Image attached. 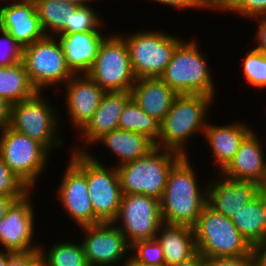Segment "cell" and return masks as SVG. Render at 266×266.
<instances>
[{
  "label": "cell",
  "instance_id": "cell-1",
  "mask_svg": "<svg viewBox=\"0 0 266 266\" xmlns=\"http://www.w3.org/2000/svg\"><path fill=\"white\" fill-rule=\"evenodd\" d=\"M189 155L172 168L160 200L164 223L194 227L207 204V184L198 183Z\"/></svg>",
  "mask_w": 266,
  "mask_h": 266
},
{
  "label": "cell",
  "instance_id": "cell-2",
  "mask_svg": "<svg viewBox=\"0 0 266 266\" xmlns=\"http://www.w3.org/2000/svg\"><path fill=\"white\" fill-rule=\"evenodd\" d=\"M214 100L213 97L203 94H178L160 123V136L156 147L188 156V139L194 137L197 132L204 133L208 121L207 111Z\"/></svg>",
  "mask_w": 266,
  "mask_h": 266
},
{
  "label": "cell",
  "instance_id": "cell-3",
  "mask_svg": "<svg viewBox=\"0 0 266 266\" xmlns=\"http://www.w3.org/2000/svg\"><path fill=\"white\" fill-rule=\"evenodd\" d=\"M182 157L155 147L147 155L117 166L122 194H145L161 200L169 173Z\"/></svg>",
  "mask_w": 266,
  "mask_h": 266
},
{
  "label": "cell",
  "instance_id": "cell-4",
  "mask_svg": "<svg viewBox=\"0 0 266 266\" xmlns=\"http://www.w3.org/2000/svg\"><path fill=\"white\" fill-rule=\"evenodd\" d=\"M200 45L193 38L183 39L159 78L177 94H203L215 99V84Z\"/></svg>",
  "mask_w": 266,
  "mask_h": 266
},
{
  "label": "cell",
  "instance_id": "cell-5",
  "mask_svg": "<svg viewBox=\"0 0 266 266\" xmlns=\"http://www.w3.org/2000/svg\"><path fill=\"white\" fill-rule=\"evenodd\" d=\"M197 252L205 258L254 256L253 247L232 222L207 204L193 227Z\"/></svg>",
  "mask_w": 266,
  "mask_h": 266
},
{
  "label": "cell",
  "instance_id": "cell-6",
  "mask_svg": "<svg viewBox=\"0 0 266 266\" xmlns=\"http://www.w3.org/2000/svg\"><path fill=\"white\" fill-rule=\"evenodd\" d=\"M42 94L38 92L29 99L12 104L10 127L39 142L51 153L53 148L55 150L64 144L63 137L58 134L62 121L56 107Z\"/></svg>",
  "mask_w": 266,
  "mask_h": 266
},
{
  "label": "cell",
  "instance_id": "cell-7",
  "mask_svg": "<svg viewBox=\"0 0 266 266\" xmlns=\"http://www.w3.org/2000/svg\"><path fill=\"white\" fill-rule=\"evenodd\" d=\"M120 35L128 46L136 79L159 77L171 61L176 46L182 41L180 37L152 29Z\"/></svg>",
  "mask_w": 266,
  "mask_h": 266
},
{
  "label": "cell",
  "instance_id": "cell-8",
  "mask_svg": "<svg viewBox=\"0 0 266 266\" xmlns=\"http://www.w3.org/2000/svg\"><path fill=\"white\" fill-rule=\"evenodd\" d=\"M22 62L38 92L64 85L74 75L55 36H45L23 48Z\"/></svg>",
  "mask_w": 266,
  "mask_h": 266
},
{
  "label": "cell",
  "instance_id": "cell-9",
  "mask_svg": "<svg viewBox=\"0 0 266 266\" xmlns=\"http://www.w3.org/2000/svg\"><path fill=\"white\" fill-rule=\"evenodd\" d=\"M0 158L32 190L44 173L50 152L39 142L10 126L0 130Z\"/></svg>",
  "mask_w": 266,
  "mask_h": 266
},
{
  "label": "cell",
  "instance_id": "cell-10",
  "mask_svg": "<svg viewBox=\"0 0 266 266\" xmlns=\"http://www.w3.org/2000/svg\"><path fill=\"white\" fill-rule=\"evenodd\" d=\"M105 92L130 91L136 78L132 71L128 46L119 34L108 35L86 73Z\"/></svg>",
  "mask_w": 266,
  "mask_h": 266
},
{
  "label": "cell",
  "instance_id": "cell-11",
  "mask_svg": "<svg viewBox=\"0 0 266 266\" xmlns=\"http://www.w3.org/2000/svg\"><path fill=\"white\" fill-rule=\"evenodd\" d=\"M69 164L57 189V199L79 227L102 223L94 214L88 193L86 152H70Z\"/></svg>",
  "mask_w": 266,
  "mask_h": 266
},
{
  "label": "cell",
  "instance_id": "cell-12",
  "mask_svg": "<svg viewBox=\"0 0 266 266\" xmlns=\"http://www.w3.org/2000/svg\"><path fill=\"white\" fill-rule=\"evenodd\" d=\"M112 223L121 230L130 245L136 241L154 239L164 223L160 200L145 194L123 195Z\"/></svg>",
  "mask_w": 266,
  "mask_h": 266
},
{
  "label": "cell",
  "instance_id": "cell-13",
  "mask_svg": "<svg viewBox=\"0 0 266 266\" xmlns=\"http://www.w3.org/2000/svg\"><path fill=\"white\" fill-rule=\"evenodd\" d=\"M89 151L87 148L86 177L94 214L101 222H113L123 196L117 168L106 167Z\"/></svg>",
  "mask_w": 266,
  "mask_h": 266
},
{
  "label": "cell",
  "instance_id": "cell-14",
  "mask_svg": "<svg viewBox=\"0 0 266 266\" xmlns=\"http://www.w3.org/2000/svg\"><path fill=\"white\" fill-rule=\"evenodd\" d=\"M80 229L85 234L80 243L89 266H115L119 262V266H124L130 259L128 253H131V245L112 222H102Z\"/></svg>",
  "mask_w": 266,
  "mask_h": 266
},
{
  "label": "cell",
  "instance_id": "cell-15",
  "mask_svg": "<svg viewBox=\"0 0 266 266\" xmlns=\"http://www.w3.org/2000/svg\"><path fill=\"white\" fill-rule=\"evenodd\" d=\"M32 191L22 199L15 200L0 219V251L26 252L39 249L40 245L34 241L36 218Z\"/></svg>",
  "mask_w": 266,
  "mask_h": 266
},
{
  "label": "cell",
  "instance_id": "cell-16",
  "mask_svg": "<svg viewBox=\"0 0 266 266\" xmlns=\"http://www.w3.org/2000/svg\"><path fill=\"white\" fill-rule=\"evenodd\" d=\"M257 196L258 182L232 179L218 172L215 180L208 183L206 203L214 211L231 218Z\"/></svg>",
  "mask_w": 266,
  "mask_h": 266
},
{
  "label": "cell",
  "instance_id": "cell-17",
  "mask_svg": "<svg viewBox=\"0 0 266 266\" xmlns=\"http://www.w3.org/2000/svg\"><path fill=\"white\" fill-rule=\"evenodd\" d=\"M64 85L69 120L79 132L96 112L105 91L87 74H74Z\"/></svg>",
  "mask_w": 266,
  "mask_h": 266
},
{
  "label": "cell",
  "instance_id": "cell-18",
  "mask_svg": "<svg viewBox=\"0 0 266 266\" xmlns=\"http://www.w3.org/2000/svg\"><path fill=\"white\" fill-rule=\"evenodd\" d=\"M11 1L4 6L0 3V29L7 31L23 48L44 38L46 35L35 10V1Z\"/></svg>",
  "mask_w": 266,
  "mask_h": 266
},
{
  "label": "cell",
  "instance_id": "cell-19",
  "mask_svg": "<svg viewBox=\"0 0 266 266\" xmlns=\"http://www.w3.org/2000/svg\"><path fill=\"white\" fill-rule=\"evenodd\" d=\"M130 98V91L105 92L96 112L78 133L85 140V149L75 145L71 151L86 152L87 144L93 146L104 134L117 129L123 107Z\"/></svg>",
  "mask_w": 266,
  "mask_h": 266
},
{
  "label": "cell",
  "instance_id": "cell-20",
  "mask_svg": "<svg viewBox=\"0 0 266 266\" xmlns=\"http://www.w3.org/2000/svg\"><path fill=\"white\" fill-rule=\"evenodd\" d=\"M66 64L74 74H86L92 67L101 43L107 37L101 31L56 34Z\"/></svg>",
  "mask_w": 266,
  "mask_h": 266
},
{
  "label": "cell",
  "instance_id": "cell-21",
  "mask_svg": "<svg viewBox=\"0 0 266 266\" xmlns=\"http://www.w3.org/2000/svg\"><path fill=\"white\" fill-rule=\"evenodd\" d=\"M252 130L240 144L229 164L220 172L222 176L237 180L258 182L266 164L263 141Z\"/></svg>",
  "mask_w": 266,
  "mask_h": 266
},
{
  "label": "cell",
  "instance_id": "cell-22",
  "mask_svg": "<svg viewBox=\"0 0 266 266\" xmlns=\"http://www.w3.org/2000/svg\"><path fill=\"white\" fill-rule=\"evenodd\" d=\"M246 122H232L227 125L212 124L207 121L204 138L210 146L215 164L221 172L234 158L244 138L252 131Z\"/></svg>",
  "mask_w": 266,
  "mask_h": 266
},
{
  "label": "cell",
  "instance_id": "cell-23",
  "mask_svg": "<svg viewBox=\"0 0 266 266\" xmlns=\"http://www.w3.org/2000/svg\"><path fill=\"white\" fill-rule=\"evenodd\" d=\"M130 92L140 108L160 123L178 95L159 77L136 79Z\"/></svg>",
  "mask_w": 266,
  "mask_h": 266
},
{
  "label": "cell",
  "instance_id": "cell-24",
  "mask_svg": "<svg viewBox=\"0 0 266 266\" xmlns=\"http://www.w3.org/2000/svg\"><path fill=\"white\" fill-rule=\"evenodd\" d=\"M156 238L163 249L165 266L183 263L198 253L193 227L163 223Z\"/></svg>",
  "mask_w": 266,
  "mask_h": 266
},
{
  "label": "cell",
  "instance_id": "cell-25",
  "mask_svg": "<svg viewBox=\"0 0 266 266\" xmlns=\"http://www.w3.org/2000/svg\"><path fill=\"white\" fill-rule=\"evenodd\" d=\"M101 144L103 147L116 155L117 162L114 166L139 159L147 155L156 147L155 143L144 134L114 129L104 134L94 145Z\"/></svg>",
  "mask_w": 266,
  "mask_h": 266
},
{
  "label": "cell",
  "instance_id": "cell-26",
  "mask_svg": "<svg viewBox=\"0 0 266 266\" xmlns=\"http://www.w3.org/2000/svg\"><path fill=\"white\" fill-rule=\"evenodd\" d=\"M241 235L254 247L266 240V197L257 196L231 217Z\"/></svg>",
  "mask_w": 266,
  "mask_h": 266
},
{
  "label": "cell",
  "instance_id": "cell-27",
  "mask_svg": "<svg viewBox=\"0 0 266 266\" xmlns=\"http://www.w3.org/2000/svg\"><path fill=\"white\" fill-rule=\"evenodd\" d=\"M37 93L23 62L0 67V97L15 104L29 99Z\"/></svg>",
  "mask_w": 266,
  "mask_h": 266
},
{
  "label": "cell",
  "instance_id": "cell-28",
  "mask_svg": "<svg viewBox=\"0 0 266 266\" xmlns=\"http://www.w3.org/2000/svg\"><path fill=\"white\" fill-rule=\"evenodd\" d=\"M35 10L46 36L59 34L70 24L71 12L78 7L57 0H34Z\"/></svg>",
  "mask_w": 266,
  "mask_h": 266
},
{
  "label": "cell",
  "instance_id": "cell-29",
  "mask_svg": "<svg viewBox=\"0 0 266 266\" xmlns=\"http://www.w3.org/2000/svg\"><path fill=\"white\" fill-rule=\"evenodd\" d=\"M118 128L124 131H132L144 134L155 145L160 136V122L150 117L131 97L123 107Z\"/></svg>",
  "mask_w": 266,
  "mask_h": 266
},
{
  "label": "cell",
  "instance_id": "cell-30",
  "mask_svg": "<svg viewBox=\"0 0 266 266\" xmlns=\"http://www.w3.org/2000/svg\"><path fill=\"white\" fill-rule=\"evenodd\" d=\"M55 243L48 252L40 245L42 266H89L81 243L70 240Z\"/></svg>",
  "mask_w": 266,
  "mask_h": 266
},
{
  "label": "cell",
  "instance_id": "cell-31",
  "mask_svg": "<svg viewBox=\"0 0 266 266\" xmlns=\"http://www.w3.org/2000/svg\"><path fill=\"white\" fill-rule=\"evenodd\" d=\"M90 5L78 6L74 12H71L70 24H67L59 34L103 31L104 19L99 17Z\"/></svg>",
  "mask_w": 266,
  "mask_h": 266
},
{
  "label": "cell",
  "instance_id": "cell-32",
  "mask_svg": "<svg viewBox=\"0 0 266 266\" xmlns=\"http://www.w3.org/2000/svg\"><path fill=\"white\" fill-rule=\"evenodd\" d=\"M241 63L247 84L252 88H266V55L252 48Z\"/></svg>",
  "mask_w": 266,
  "mask_h": 266
},
{
  "label": "cell",
  "instance_id": "cell-33",
  "mask_svg": "<svg viewBox=\"0 0 266 266\" xmlns=\"http://www.w3.org/2000/svg\"><path fill=\"white\" fill-rule=\"evenodd\" d=\"M130 258L145 266H165L162 246L157 238L136 241L131 245Z\"/></svg>",
  "mask_w": 266,
  "mask_h": 266
},
{
  "label": "cell",
  "instance_id": "cell-34",
  "mask_svg": "<svg viewBox=\"0 0 266 266\" xmlns=\"http://www.w3.org/2000/svg\"><path fill=\"white\" fill-rule=\"evenodd\" d=\"M31 190L0 158V195H6L15 200H20Z\"/></svg>",
  "mask_w": 266,
  "mask_h": 266
},
{
  "label": "cell",
  "instance_id": "cell-35",
  "mask_svg": "<svg viewBox=\"0 0 266 266\" xmlns=\"http://www.w3.org/2000/svg\"><path fill=\"white\" fill-rule=\"evenodd\" d=\"M0 67H8L23 60V47L4 30L0 29Z\"/></svg>",
  "mask_w": 266,
  "mask_h": 266
},
{
  "label": "cell",
  "instance_id": "cell-36",
  "mask_svg": "<svg viewBox=\"0 0 266 266\" xmlns=\"http://www.w3.org/2000/svg\"><path fill=\"white\" fill-rule=\"evenodd\" d=\"M230 11L251 21L252 18L266 15V0H235L227 12Z\"/></svg>",
  "mask_w": 266,
  "mask_h": 266
},
{
  "label": "cell",
  "instance_id": "cell-37",
  "mask_svg": "<svg viewBox=\"0 0 266 266\" xmlns=\"http://www.w3.org/2000/svg\"><path fill=\"white\" fill-rule=\"evenodd\" d=\"M7 266H42L39 249L26 252H9Z\"/></svg>",
  "mask_w": 266,
  "mask_h": 266
},
{
  "label": "cell",
  "instance_id": "cell-38",
  "mask_svg": "<svg viewBox=\"0 0 266 266\" xmlns=\"http://www.w3.org/2000/svg\"><path fill=\"white\" fill-rule=\"evenodd\" d=\"M205 266H255L254 256L205 258Z\"/></svg>",
  "mask_w": 266,
  "mask_h": 266
},
{
  "label": "cell",
  "instance_id": "cell-39",
  "mask_svg": "<svg viewBox=\"0 0 266 266\" xmlns=\"http://www.w3.org/2000/svg\"><path fill=\"white\" fill-rule=\"evenodd\" d=\"M235 0H191L195 9H210L216 12L226 13L234 4Z\"/></svg>",
  "mask_w": 266,
  "mask_h": 266
},
{
  "label": "cell",
  "instance_id": "cell-40",
  "mask_svg": "<svg viewBox=\"0 0 266 266\" xmlns=\"http://www.w3.org/2000/svg\"><path fill=\"white\" fill-rule=\"evenodd\" d=\"M252 19L258 22L254 39L257 46L254 49L266 55V15L257 16Z\"/></svg>",
  "mask_w": 266,
  "mask_h": 266
},
{
  "label": "cell",
  "instance_id": "cell-41",
  "mask_svg": "<svg viewBox=\"0 0 266 266\" xmlns=\"http://www.w3.org/2000/svg\"><path fill=\"white\" fill-rule=\"evenodd\" d=\"M12 104L0 97V130L10 126L11 122Z\"/></svg>",
  "mask_w": 266,
  "mask_h": 266
},
{
  "label": "cell",
  "instance_id": "cell-42",
  "mask_svg": "<svg viewBox=\"0 0 266 266\" xmlns=\"http://www.w3.org/2000/svg\"><path fill=\"white\" fill-rule=\"evenodd\" d=\"M255 266H266V240L253 247Z\"/></svg>",
  "mask_w": 266,
  "mask_h": 266
},
{
  "label": "cell",
  "instance_id": "cell-43",
  "mask_svg": "<svg viewBox=\"0 0 266 266\" xmlns=\"http://www.w3.org/2000/svg\"><path fill=\"white\" fill-rule=\"evenodd\" d=\"M154 2H157L159 4H163L164 6L167 5L169 7H173L174 9L182 10L184 9L188 10L195 8L191 0H152Z\"/></svg>",
  "mask_w": 266,
  "mask_h": 266
},
{
  "label": "cell",
  "instance_id": "cell-44",
  "mask_svg": "<svg viewBox=\"0 0 266 266\" xmlns=\"http://www.w3.org/2000/svg\"><path fill=\"white\" fill-rule=\"evenodd\" d=\"M174 266H205V257L197 253L193 258Z\"/></svg>",
  "mask_w": 266,
  "mask_h": 266
},
{
  "label": "cell",
  "instance_id": "cell-45",
  "mask_svg": "<svg viewBox=\"0 0 266 266\" xmlns=\"http://www.w3.org/2000/svg\"><path fill=\"white\" fill-rule=\"evenodd\" d=\"M15 201V199L6 196L0 195V219L3 218L10 207V205Z\"/></svg>",
  "mask_w": 266,
  "mask_h": 266
},
{
  "label": "cell",
  "instance_id": "cell-46",
  "mask_svg": "<svg viewBox=\"0 0 266 266\" xmlns=\"http://www.w3.org/2000/svg\"><path fill=\"white\" fill-rule=\"evenodd\" d=\"M258 193L260 196L266 197V164L261 179L258 181Z\"/></svg>",
  "mask_w": 266,
  "mask_h": 266
},
{
  "label": "cell",
  "instance_id": "cell-47",
  "mask_svg": "<svg viewBox=\"0 0 266 266\" xmlns=\"http://www.w3.org/2000/svg\"><path fill=\"white\" fill-rule=\"evenodd\" d=\"M57 1L67 3V4H73L76 6H84L96 0H57Z\"/></svg>",
  "mask_w": 266,
  "mask_h": 266
},
{
  "label": "cell",
  "instance_id": "cell-48",
  "mask_svg": "<svg viewBox=\"0 0 266 266\" xmlns=\"http://www.w3.org/2000/svg\"><path fill=\"white\" fill-rule=\"evenodd\" d=\"M8 251H0V266H7Z\"/></svg>",
  "mask_w": 266,
  "mask_h": 266
},
{
  "label": "cell",
  "instance_id": "cell-49",
  "mask_svg": "<svg viewBox=\"0 0 266 266\" xmlns=\"http://www.w3.org/2000/svg\"><path fill=\"white\" fill-rule=\"evenodd\" d=\"M124 266H145L139 263H135L131 258L128 260V262Z\"/></svg>",
  "mask_w": 266,
  "mask_h": 266
}]
</instances>
